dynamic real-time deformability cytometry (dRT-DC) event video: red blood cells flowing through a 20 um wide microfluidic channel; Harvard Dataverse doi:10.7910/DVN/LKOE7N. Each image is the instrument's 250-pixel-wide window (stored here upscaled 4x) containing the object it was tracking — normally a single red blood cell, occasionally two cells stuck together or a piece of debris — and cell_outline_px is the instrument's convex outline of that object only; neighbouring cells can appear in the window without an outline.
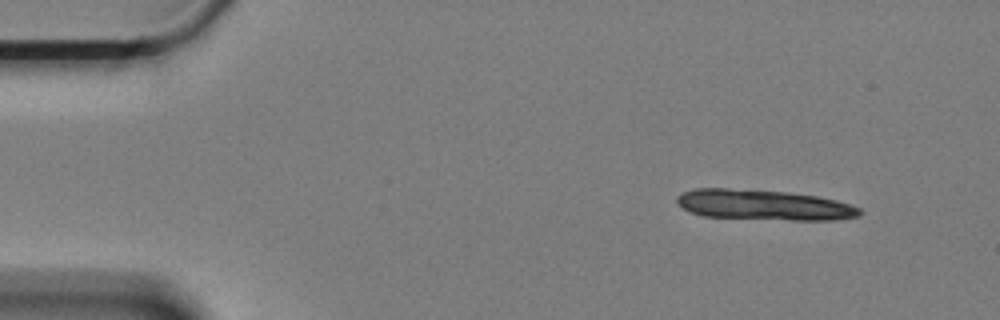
{"species": "Egyptian fruit bat (a non-hibernating species)", "species_latin": "Rousettus aegyptiacus", "temperature_condition": "cold", "stored_images_in_passage": 10, "camera_frame_rate_fps": 3000, "um_per_image_px": 0.085, "animal": {"sex": "female"}, "frame": {"image": 1, "passage_image": 1, "time_ms": 0.0, "image_size_px": [1000, 320], "cell_outline_px": [[864, 212], [860, 216], [836, 220], [792, 220], [704, 216], [692, 212], [684, 208], [676, 200], [676, 196], [684, 192], [696, 188], [728, 188], [788, 192], [816, 196], [836, 200], [860, 208]], "centroid_in_image_um": [64.97, 17.42], "position_along_channel_um": 20.0, "area_um2": 32.19}}